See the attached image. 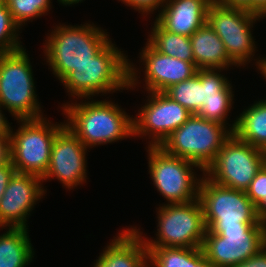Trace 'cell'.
Instances as JSON below:
<instances>
[{
	"instance_id": "obj_33",
	"label": "cell",
	"mask_w": 266,
	"mask_h": 267,
	"mask_svg": "<svg viewBox=\"0 0 266 267\" xmlns=\"http://www.w3.org/2000/svg\"><path fill=\"white\" fill-rule=\"evenodd\" d=\"M11 161L10 137H0V165Z\"/></svg>"
},
{
	"instance_id": "obj_7",
	"label": "cell",
	"mask_w": 266,
	"mask_h": 267,
	"mask_svg": "<svg viewBox=\"0 0 266 267\" xmlns=\"http://www.w3.org/2000/svg\"><path fill=\"white\" fill-rule=\"evenodd\" d=\"M157 210V234L154 240L142 236L143 232L133 227L141 235L146 247H202L207 229L199 199L183 204L163 203Z\"/></svg>"
},
{
	"instance_id": "obj_22",
	"label": "cell",
	"mask_w": 266,
	"mask_h": 267,
	"mask_svg": "<svg viewBox=\"0 0 266 267\" xmlns=\"http://www.w3.org/2000/svg\"><path fill=\"white\" fill-rule=\"evenodd\" d=\"M236 120L233 133L240 140L266 151V100L255 101Z\"/></svg>"
},
{
	"instance_id": "obj_9",
	"label": "cell",
	"mask_w": 266,
	"mask_h": 267,
	"mask_svg": "<svg viewBox=\"0 0 266 267\" xmlns=\"http://www.w3.org/2000/svg\"><path fill=\"white\" fill-rule=\"evenodd\" d=\"M147 148L149 174L157 192L168 201L165 204H183L198 199L202 177L194 171L199 169L202 174L204 171L197 164L172 156L160 147Z\"/></svg>"
},
{
	"instance_id": "obj_5",
	"label": "cell",
	"mask_w": 266,
	"mask_h": 267,
	"mask_svg": "<svg viewBox=\"0 0 266 267\" xmlns=\"http://www.w3.org/2000/svg\"><path fill=\"white\" fill-rule=\"evenodd\" d=\"M33 75L25 47L0 54V104L16 120L43 117Z\"/></svg>"
},
{
	"instance_id": "obj_35",
	"label": "cell",
	"mask_w": 266,
	"mask_h": 267,
	"mask_svg": "<svg viewBox=\"0 0 266 267\" xmlns=\"http://www.w3.org/2000/svg\"><path fill=\"white\" fill-rule=\"evenodd\" d=\"M2 105L0 104V137H10L11 124L8 122L5 117L4 112L2 111Z\"/></svg>"
},
{
	"instance_id": "obj_3",
	"label": "cell",
	"mask_w": 266,
	"mask_h": 267,
	"mask_svg": "<svg viewBox=\"0 0 266 267\" xmlns=\"http://www.w3.org/2000/svg\"><path fill=\"white\" fill-rule=\"evenodd\" d=\"M46 36L45 60L60 82L79 66L90 62L111 40L108 32L94 23L58 24Z\"/></svg>"
},
{
	"instance_id": "obj_28",
	"label": "cell",
	"mask_w": 266,
	"mask_h": 267,
	"mask_svg": "<svg viewBox=\"0 0 266 267\" xmlns=\"http://www.w3.org/2000/svg\"><path fill=\"white\" fill-rule=\"evenodd\" d=\"M247 196L256 206L266 195V163L256 173L249 188L246 190Z\"/></svg>"
},
{
	"instance_id": "obj_27",
	"label": "cell",
	"mask_w": 266,
	"mask_h": 267,
	"mask_svg": "<svg viewBox=\"0 0 266 267\" xmlns=\"http://www.w3.org/2000/svg\"><path fill=\"white\" fill-rule=\"evenodd\" d=\"M148 267H189V248L146 247Z\"/></svg>"
},
{
	"instance_id": "obj_39",
	"label": "cell",
	"mask_w": 266,
	"mask_h": 267,
	"mask_svg": "<svg viewBox=\"0 0 266 267\" xmlns=\"http://www.w3.org/2000/svg\"><path fill=\"white\" fill-rule=\"evenodd\" d=\"M61 5L63 6H72L74 4H77V3H81L83 2V0H57Z\"/></svg>"
},
{
	"instance_id": "obj_31",
	"label": "cell",
	"mask_w": 266,
	"mask_h": 267,
	"mask_svg": "<svg viewBox=\"0 0 266 267\" xmlns=\"http://www.w3.org/2000/svg\"><path fill=\"white\" fill-rule=\"evenodd\" d=\"M231 267H266V244L246 261Z\"/></svg>"
},
{
	"instance_id": "obj_23",
	"label": "cell",
	"mask_w": 266,
	"mask_h": 267,
	"mask_svg": "<svg viewBox=\"0 0 266 267\" xmlns=\"http://www.w3.org/2000/svg\"><path fill=\"white\" fill-rule=\"evenodd\" d=\"M148 42L160 53L194 64L193 51L189 36L171 33L156 20L153 22Z\"/></svg>"
},
{
	"instance_id": "obj_13",
	"label": "cell",
	"mask_w": 266,
	"mask_h": 267,
	"mask_svg": "<svg viewBox=\"0 0 266 267\" xmlns=\"http://www.w3.org/2000/svg\"><path fill=\"white\" fill-rule=\"evenodd\" d=\"M147 93L145 105L133 118V137L148 136V146L159 147L192 113L164 92Z\"/></svg>"
},
{
	"instance_id": "obj_4",
	"label": "cell",
	"mask_w": 266,
	"mask_h": 267,
	"mask_svg": "<svg viewBox=\"0 0 266 267\" xmlns=\"http://www.w3.org/2000/svg\"><path fill=\"white\" fill-rule=\"evenodd\" d=\"M232 133L228 126L192 114L159 147L172 156L197 164L205 172Z\"/></svg>"
},
{
	"instance_id": "obj_38",
	"label": "cell",
	"mask_w": 266,
	"mask_h": 267,
	"mask_svg": "<svg viewBox=\"0 0 266 267\" xmlns=\"http://www.w3.org/2000/svg\"><path fill=\"white\" fill-rule=\"evenodd\" d=\"M254 60H257L255 62L256 68L263 75V77H264L263 79H266V57H262V58L259 57V58H256Z\"/></svg>"
},
{
	"instance_id": "obj_29",
	"label": "cell",
	"mask_w": 266,
	"mask_h": 267,
	"mask_svg": "<svg viewBox=\"0 0 266 267\" xmlns=\"http://www.w3.org/2000/svg\"><path fill=\"white\" fill-rule=\"evenodd\" d=\"M165 2L166 0H126L123 4L146 17L148 14H153L154 10L161 9Z\"/></svg>"
},
{
	"instance_id": "obj_14",
	"label": "cell",
	"mask_w": 266,
	"mask_h": 267,
	"mask_svg": "<svg viewBox=\"0 0 266 267\" xmlns=\"http://www.w3.org/2000/svg\"><path fill=\"white\" fill-rule=\"evenodd\" d=\"M87 149L78 137L64 126L54 138L50 164L42 181L57 179L68 190L86 183Z\"/></svg>"
},
{
	"instance_id": "obj_11",
	"label": "cell",
	"mask_w": 266,
	"mask_h": 267,
	"mask_svg": "<svg viewBox=\"0 0 266 267\" xmlns=\"http://www.w3.org/2000/svg\"><path fill=\"white\" fill-rule=\"evenodd\" d=\"M265 163V151L232 133L204 174L219 185L246 191Z\"/></svg>"
},
{
	"instance_id": "obj_12",
	"label": "cell",
	"mask_w": 266,
	"mask_h": 267,
	"mask_svg": "<svg viewBox=\"0 0 266 267\" xmlns=\"http://www.w3.org/2000/svg\"><path fill=\"white\" fill-rule=\"evenodd\" d=\"M266 244V224L207 229L202 250L215 267H231L252 257Z\"/></svg>"
},
{
	"instance_id": "obj_17",
	"label": "cell",
	"mask_w": 266,
	"mask_h": 267,
	"mask_svg": "<svg viewBox=\"0 0 266 267\" xmlns=\"http://www.w3.org/2000/svg\"><path fill=\"white\" fill-rule=\"evenodd\" d=\"M223 70L227 69H199V79L203 86V106L197 115L224 126L228 125L234 131L237 120L232 124L227 123L234 103V91L231 81L220 74Z\"/></svg>"
},
{
	"instance_id": "obj_26",
	"label": "cell",
	"mask_w": 266,
	"mask_h": 267,
	"mask_svg": "<svg viewBox=\"0 0 266 267\" xmlns=\"http://www.w3.org/2000/svg\"><path fill=\"white\" fill-rule=\"evenodd\" d=\"M20 26L13 20L6 2L0 3V54L11 53L23 47L18 33Z\"/></svg>"
},
{
	"instance_id": "obj_30",
	"label": "cell",
	"mask_w": 266,
	"mask_h": 267,
	"mask_svg": "<svg viewBox=\"0 0 266 267\" xmlns=\"http://www.w3.org/2000/svg\"><path fill=\"white\" fill-rule=\"evenodd\" d=\"M189 267H215L206 259L201 247L189 248Z\"/></svg>"
},
{
	"instance_id": "obj_16",
	"label": "cell",
	"mask_w": 266,
	"mask_h": 267,
	"mask_svg": "<svg viewBox=\"0 0 266 267\" xmlns=\"http://www.w3.org/2000/svg\"><path fill=\"white\" fill-rule=\"evenodd\" d=\"M142 48L140 63L144 72V89L148 92H165L172 85L191 78L197 72L192 62L158 52L148 41ZM146 86V87H145Z\"/></svg>"
},
{
	"instance_id": "obj_36",
	"label": "cell",
	"mask_w": 266,
	"mask_h": 267,
	"mask_svg": "<svg viewBox=\"0 0 266 267\" xmlns=\"http://www.w3.org/2000/svg\"><path fill=\"white\" fill-rule=\"evenodd\" d=\"M251 12L266 17V0H251Z\"/></svg>"
},
{
	"instance_id": "obj_19",
	"label": "cell",
	"mask_w": 266,
	"mask_h": 267,
	"mask_svg": "<svg viewBox=\"0 0 266 267\" xmlns=\"http://www.w3.org/2000/svg\"><path fill=\"white\" fill-rule=\"evenodd\" d=\"M113 238L103 248L93 267H148V250L132 226Z\"/></svg>"
},
{
	"instance_id": "obj_20",
	"label": "cell",
	"mask_w": 266,
	"mask_h": 267,
	"mask_svg": "<svg viewBox=\"0 0 266 267\" xmlns=\"http://www.w3.org/2000/svg\"><path fill=\"white\" fill-rule=\"evenodd\" d=\"M194 65L197 69H228L236 65L229 59L225 46L206 22L190 36Z\"/></svg>"
},
{
	"instance_id": "obj_1",
	"label": "cell",
	"mask_w": 266,
	"mask_h": 267,
	"mask_svg": "<svg viewBox=\"0 0 266 267\" xmlns=\"http://www.w3.org/2000/svg\"><path fill=\"white\" fill-rule=\"evenodd\" d=\"M123 52L110 41L90 62L70 72L60 83L78 101L136 88L140 70Z\"/></svg>"
},
{
	"instance_id": "obj_8",
	"label": "cell",
	"mask_w": 266,
	"mask_h": 267,
	"mask_svg": "<svg viewBox=\"0 0 266 267\" xmlns=\"http://www.w3.org/2000/svg\"><path fill=\"white\" fill-rule=\"evenodd\" d=\"M198 199L201 202L206 229H233L265 224L259 221L256 206L246 191L232 189L202 175Z\"/></svg>"
},
{
	"instance_id": "obj_2",
	"label": "cell",
	"mask_w": 266,
	"mask_h": 267,
	"mask_svg": "<svg viewBox=\"0 0 266 267\" xmlns=\"http://www.w3.org/2000/svg\"><path fill=\"white\" fill-rule=\"evenodd\" d=\"M84 101V102H83ZM62 114L67 126L88 148L133 137V115L111 100H82L66 102Z\"/></svg>"
},
{
	"instance_id": "obj_21",
	"label": "cell",
	"mask_w": 266,
	"mask_h": 267,
	"mask_svg": "<svg viewBox=\"0 0 266 267\" xmlns=\"http://www.w3.org/2000/svg\"><path fill=\"white\" fill-rule=\"evenodd\" d=\"M0 235V267H26L34 259L28 228L6 227Z\"/></svg>"
},
{
	"instance_id": "obj_18",
	"label": "cell",
	"mask_w": 266,
	"mask_h": 267,
	"mask_svg": "<svg viewBox=\"0 0 266 267\" xmlns=\"http://www.w3.org/2000/svg\"><path fill=\"white\" fill-rule=\"evenodd\" d=\"M213 0H166L155 20L167 31L191 36L207 22Z\"/></svg>"
},
{
	"instance_id": "obj_6",
	"label": "cell",
	"mask_w": 266,
	"mask_h": 267,
	"mask_svg": "<svg viewBox=\"0 0 266 267\" xmlns=\"http://www.w3.org/2000/svg\"><path fill=\"white\" fill-rule=\"evenodd\" d=\"M20 124L11 128V161L16 172L43 178L50 164L54 138L65 126V121L52 123L44 116L36 119H17Z\"/></svg>"
},
{
	"instance_id": "obj_24",
	"label": "cell",
	"mask_w": 266,
	"mask_h": 267,
	"mask_svg": "<svg viewBox=\"0 0 266 267\" xmlns=\"http://www.w3.org/2000/svg\"><path fill=\"white\" fill-rule=\"evenodd\" d=\"M164 93L192 114H197L203 106V86L199 79V69L191 78L172 85Z\"/></svg>"
},
{
	"instance_id": "obj_10",
	"label": "cell",
	"mask_w": 266,
	"mask_h": 267,
	"mask_svg": "<svg viewBox=\"0 0 266 267\" xmlns=\"http://www.w3.org/2000/svg\"><path fill=\"white\" fill-rule=\"evenodd\" d=\"M260 19L264 17L243 8L223 6L214 0L208 7L207 23L221 39L237 68L248 65L255 55L257 47L252 28Z\"/></svg>"
},
{
	"instance_id": "obj_32",
	"label": "cell",
	"mask_w": 266,
	"mask_h": 267,
	"mask_svg": "<svg viewBox=\"0 0 266 267\" xmlns=\"http://www.w3.org/2000/svg\"><path fill=\"white\" fill-rule=\"evenodd\" d=\"M15 172L16 169L13 166L12 161L0 165V200L2 199L5 189Z\"/></svg>"
},
{
	"instance_id": "obj_15",
	"label": "cell",
	"mask_w": 266,
	"mask_h": 267,
	"mask_svg": "<svg viewBox=\"0 0 266 267\" xmlns=\"http://www.w3.org/2000/svg\"><path fill=\"white\" fill-rule=\"evenodd\" d=\"M42 183V178L15 172L0 200V228L2 230L6 227H29L27 219L30 212L47 192Z\"/></svg>"
},
{
	"instance_id": "obj_25",
	"label": "cell",
	"mask_w": 266,
	"mask_h": 267,
	"mask_svg": "<svg viewBox=\"0 0 266 267\" xmlns=\"http://www.w3.org/2000/svg\"><path fill=\"white\" fill-rule=\"evenodd\" d=\"M13 20L22 28L27 22L47 15L52 0H4Z\"/></svg>"
},
{
	"instance_id": "obj_34",
	"label": "cell",
	"mask_w": 266,
	"mask_h": 267,
	"mask_svg": "<svg viewBox=\"0 0 266 267\" xmlns=\"http://www.w3.org/2000/svg\"><path fill=\"white\" fill-rule=\"evenodd\" d=\"M218 4L228 7H238L251 11V0H214Z\"/></svg>"
},
{
	"instance_id": "obj_37",
	"label": "cell",
	"mask_w": 266,
	"mask_h": 267,
	"mask_svg": "<svg viewBox=\"0 0 266 267\" xmlns=\"http://www.w3.org/2000/svg\"><path fill=\"white\" fill-rule=\"evenodd\" d=\"M256 214H257L259 221L266 224V195L256 205Z\"/></svg>"
}]
</instances>
